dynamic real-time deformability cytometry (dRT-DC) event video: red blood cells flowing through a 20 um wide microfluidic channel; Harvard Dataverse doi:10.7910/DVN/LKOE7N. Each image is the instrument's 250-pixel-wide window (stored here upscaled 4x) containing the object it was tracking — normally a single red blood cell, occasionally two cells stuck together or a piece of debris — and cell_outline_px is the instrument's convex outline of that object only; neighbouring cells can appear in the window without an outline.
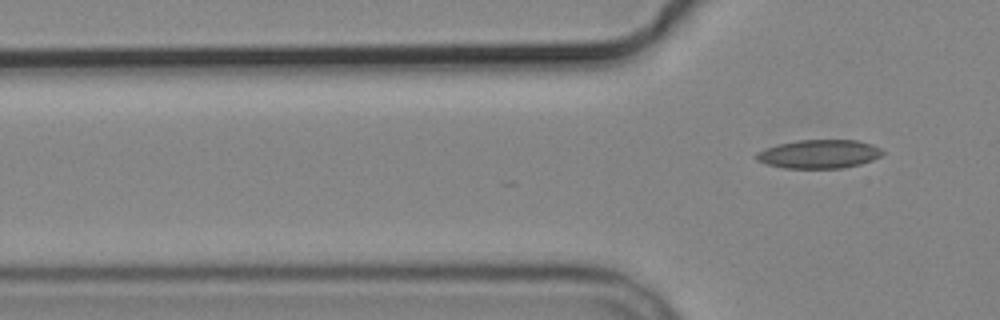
{"species": "common noctule bat (a hibernating species)", "species_latin": "Nyctalus noctula", "temperature_condition": "cold", "stored_images_in_passage": 7, "segment_of_instrument_passage": [2, 2], "camera_frame_rate_fps": 3000, "um_per_image_px": 0.085, "animal": {"sex": "male", "body_mass_g": 19.2, "forearm_length_mm": 51.8}, "frame": {"image": 1, "passage_image": 7, "time_ms": 8.0, "image_size_px": [1000, 320], "cell_outline_px": [[884, 152], [880, 156], [872, 160], [860, 164], [840, 168], [784, 168], [768, 164], [756, 160], [752, 156], [756, 152], [780, 144], [796, 140], [860, 140], [872, 144], [880, 148]], "centroid_in_image_um": [69.62, 13.09], "position_along_channel_um": 56.2, "area_um2": 21.04}}